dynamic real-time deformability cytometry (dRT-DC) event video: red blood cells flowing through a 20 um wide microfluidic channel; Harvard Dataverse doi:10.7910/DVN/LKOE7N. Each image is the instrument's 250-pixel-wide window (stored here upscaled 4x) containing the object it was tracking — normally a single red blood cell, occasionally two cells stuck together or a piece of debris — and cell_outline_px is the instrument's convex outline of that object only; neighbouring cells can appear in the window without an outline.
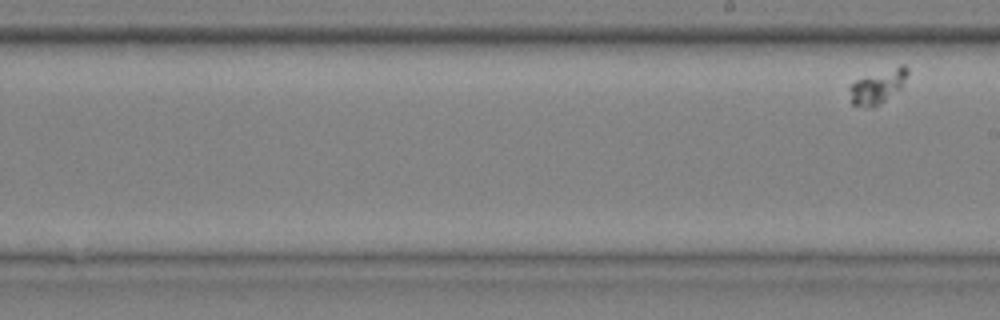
{"species": "common noctule bat (a hibernating species)", "species_latin": "Nyctalus noctula", "temperature_condition": "cold", "stored_images_in_passage": 7, "camera_frame_rate_fps": 3000, "um_per_image_px": 0.085, "animal": {"sex": "male", "body_mass_g": 20.4}, "frame": {"image": 1, "passage_image": 7, "time_ms": 2.0, "image_size_px": [1000, 320], "cell_outline_px": [[908, 72], [900, 88], [884, 100], [872, 108], [864, 108], [852, 104], [848, 88], [856, 80], [900, 64], [904, 64], [908, 68]], "centroid_in_image_um": [74.58, 7.35], "position_along_channel_um": 214.4, "area_um2": 11.21}}